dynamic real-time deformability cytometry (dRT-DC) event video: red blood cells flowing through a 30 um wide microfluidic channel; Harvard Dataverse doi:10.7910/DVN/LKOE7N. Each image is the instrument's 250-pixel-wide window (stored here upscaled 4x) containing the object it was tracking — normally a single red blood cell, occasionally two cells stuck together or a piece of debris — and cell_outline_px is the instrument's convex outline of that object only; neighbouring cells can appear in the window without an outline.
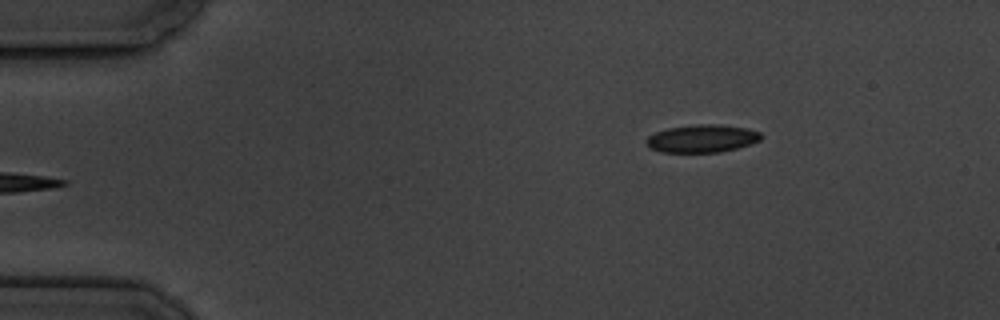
{"species": "common noctule bat (a hibernating species)", "species_latin": "Nyctalus noctula", "temperature_condition": "cold", "stored_images_in_passage": 6, "camera_frame_rate_fps": 3000, "um_per_image_px": 0.085, "animal": {"sex": "male", "body_mass_g": 19.5, "forearm_length_mm": 54.6}, "frame": {"image": 1, "passage_image": 6, "time_ms": 6.0, "image_size_px": [1000, 320], "cell_outline_px": [[764, 136], [760, 140], [736, 148], [720, 152], [664, 152], [652, 148], [648, 144], [648, 136], [656, 132], [668, 128], [692, 124], [716, 124], [748, 128], [760, 132]], "centroid_in_image_um": [59.72, 11.76], "position_along_channel_um": 25.3, "area_um2": 18.38}}